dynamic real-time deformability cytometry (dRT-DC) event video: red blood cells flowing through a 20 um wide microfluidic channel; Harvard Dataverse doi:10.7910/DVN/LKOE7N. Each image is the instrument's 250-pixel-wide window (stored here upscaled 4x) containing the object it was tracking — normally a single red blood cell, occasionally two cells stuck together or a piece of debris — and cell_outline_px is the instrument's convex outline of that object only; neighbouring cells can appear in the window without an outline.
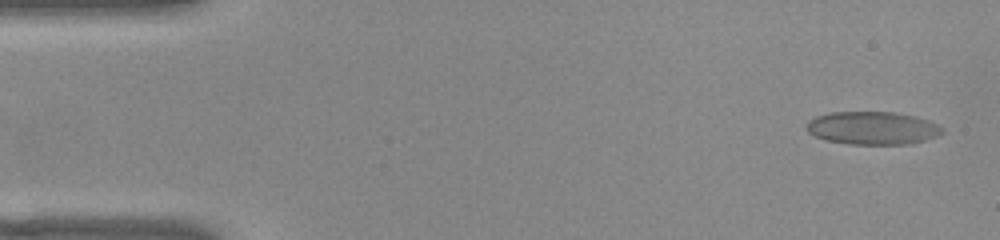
{"species": "common noctule bat (a hibernating species)", "species_latin": "Nyctalus noctula", "temperature_condition": "warm", "stored_images_in_passage": 53, "camera_frame_rate_fps": 3000, "um_per_image_px": 0.085, "animal": {"sex": "female", "body_mass_g": 22.0, "forearm_length_mm": 56.7}, "frame": {"image": 1, "passage_image": 2, "time_ms": 0.333, "image_size_px": [1000, 240], "cell_outline_px": [[944, 132], [936, 136], [924, 140], [904, 144], [848, 144], [828, 140], [816, 136], [808, 132], [804, 128], [808, 120], [816, 116], [832, 112], [892, 112], [912, 116], [928, 120], [944, 128]], "centroid_in_image_um": [74.13, 10.88], "position_along_channel_um": 10.9, "area_um2": 25.89}}
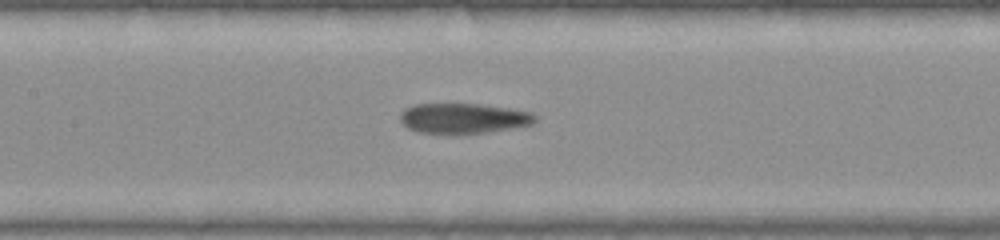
{"frame": {"image": 2, "passage_image": 24, "time_ms": 7.667, "image_size_px": [1000, 240], "cell_outline_px": [[536, 120], [532, 124], [484, 132], [452, 136], [416, 132], [408, 128], [400, 120], [400, 112], [404, 108], [416, 104], [476, 104], [504, 108], [528, 112], [536, 116]], "centroid_in_image_um": [39.27, 10.09], "position_along_channel_um": 168.1, "area_um2": 23.87}}
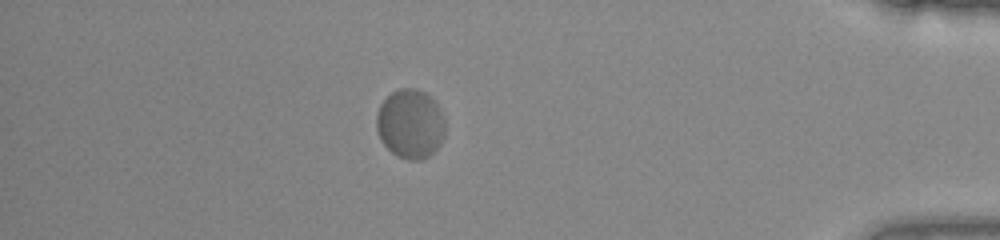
{"frame": {"image": 3, "passage_image": 46, "time_ms": 15.0, "image_size_px": [1000, 240], "cell_outline_px": [[444, 136], [440, 144], [428, 156], [420, 160], [408, 160], [396, 156], [380, 140], [376, 128], [376, 116], [380, 104], [392, 92], [400, 88], [416, 88], [432, 96], [440, 108], [444, 116]], "centroid_in_image_um": [34.88, 10.52], "position_along_channel_um": 400.3, "area_um2": 27.92}, "authors_computed_cell_mechanics": {"area_um2": 25.4898, "velocity_mm_per_s": 3.7818, "shape_relaxation_time_tau1_ms": 11.3131, "shape_relaxation_time_tau2_ms": null, "deformation_change_tau1": 0.2403, "deformation_change_tau2": null}}